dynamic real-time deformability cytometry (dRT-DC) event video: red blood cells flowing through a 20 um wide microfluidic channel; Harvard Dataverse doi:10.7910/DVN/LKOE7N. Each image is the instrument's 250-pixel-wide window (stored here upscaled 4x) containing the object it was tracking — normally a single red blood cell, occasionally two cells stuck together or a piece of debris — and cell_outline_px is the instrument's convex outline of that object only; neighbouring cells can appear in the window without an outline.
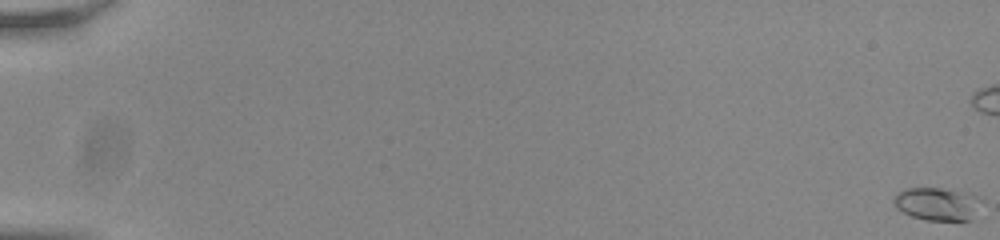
{"species": "common noctule bat (a hibernating species)", "species_latin": "Nyctalus noctula", "temperature_condition": "room temperature", "stored_images_in_passage": 58, "camera_frame_rate_fps": 3000, "um_per_image_px": 0.085, "animal": {"sex": "male", "body_mass_g": 20.0, "forearm_length_mm": 53.3}, "frame": {"image": 1, "passage_image": 1, "time_ms": 0.0, "image_size_px": [1000, 240], "cell_outline_px": [[984, 200], [972, 220], [924, 220], [912, 216], [896, 208], [892, 200], [892, 196], [896, 192], [904, 188], [940, 188], [972, 192]], "centroid_in_image_um": [79.7, 17.31], "position_along_channel_um": 5.3, "area_um2": 17.4}}
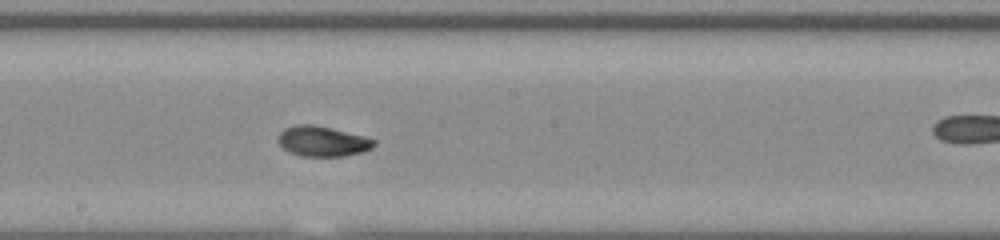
{"frame": {"image": 2, "passage_image": 34, "time_ms": 11.0, "image_size_px": [1000, 240], "cell_outline_px": [[376, 144], [372, 148], [360, 152], [344, 156], [300, 156], [288, 152], [276, 140], [276, 136], [284, 128], [296, 124], [312, 124], [332, 128], [364, 136], [376, 140]], "centroid_in_image_um": [27.37, 12.0], "position_along_channel_um": 220.8, "area_um2": 17.05}}
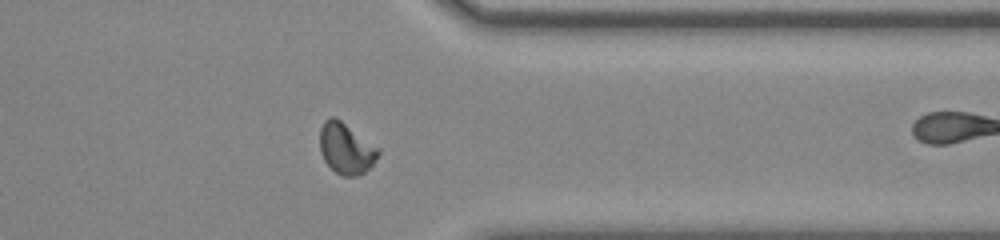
{"frame": {"image": 3, "passage_image": 47, "time_ms": 15.333, "image_size_px": [1000, 240], "cell_outline_px": [[380, 152], [372, 164], [364, 172], [356, 176], [340, 176], [324, 160], [320, 152], [320, 128], [324, 120], [328, 116], [336, 116], [380, 148]], "centroid_in_image_um": [29.4, 12.58], "position_along_channel_um": 382.0, "area_um2": 17.51}, "authors_computed_cell_mechanics": {"area_um2": 16.2996, "velocity_mm_per_s": 3.8023, "shape_relaxation_time_tau1_ms": 4.5929, "shape_relaxation_time_tau2_ms": 2.1274, "deformation_change_tau1": 0.16, "deformation_change_tau2": 0.0599}}